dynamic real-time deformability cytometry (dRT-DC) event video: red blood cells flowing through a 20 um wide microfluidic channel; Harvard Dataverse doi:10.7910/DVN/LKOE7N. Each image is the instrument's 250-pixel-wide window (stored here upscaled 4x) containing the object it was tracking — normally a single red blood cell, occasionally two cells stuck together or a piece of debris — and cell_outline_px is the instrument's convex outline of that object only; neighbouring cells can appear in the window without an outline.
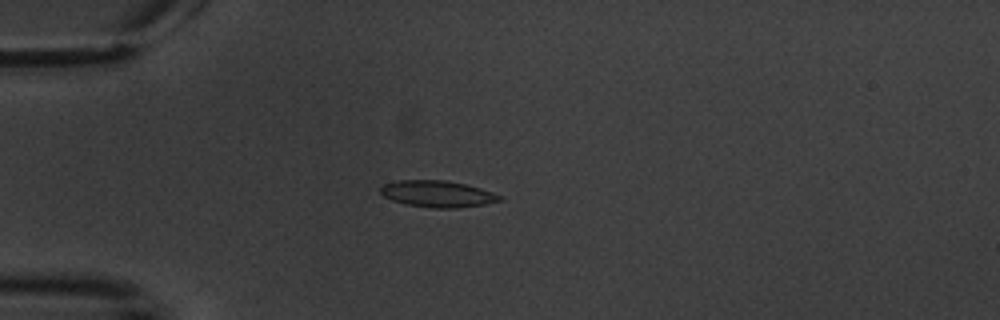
{"species": "common noctule bat (a hibernating species)", "species_latin": "Nyctalus noctula", "temperature_condition": "warm", "stored_images_in_passage": 4, "camera_frame_rate_fps": 3000, "um_per_image_px": 0.085, "animal": {"sex": "male", "body_mass_g": 20.1, "forearm_length_mm": 53.5}, "frame": {"image": 1, "passage_image": 3, "time_ms": 2.333, "image_size_px": [1000, 320], "cell_outline_px": [[504, 200], [484, 204], [456, 208], [432, 208], [404, 204], [392, 200], [384, 196], [380, 192], [380, 188], [384, 184], [400, 180], [444, 180], [464, 184], [480, 188], [504, 196]], "centroid_in_image_um": [37.21, 16.48], "position_along_channel_um": 47.8, "area_um2": 18.44}}